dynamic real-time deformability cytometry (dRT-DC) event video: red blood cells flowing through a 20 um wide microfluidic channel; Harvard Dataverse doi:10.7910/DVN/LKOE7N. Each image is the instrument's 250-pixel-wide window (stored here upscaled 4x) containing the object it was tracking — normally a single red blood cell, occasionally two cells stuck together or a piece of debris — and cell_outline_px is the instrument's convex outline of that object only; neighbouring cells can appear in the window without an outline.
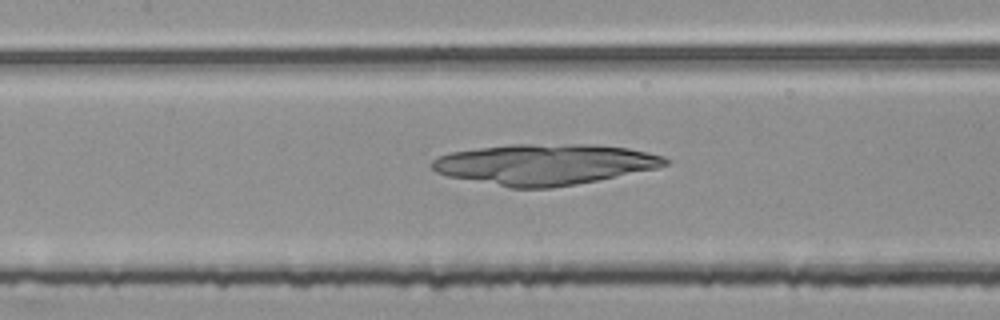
{"species": "common noctule bat (a hibernating species)", "species_latin": "Nyctalus noctula", "temperature_condition": "room temperature", "stored_images_in_passage": 53, "camera_frame_rate_fps": 3000, "um_per_image_px": 0.085, "animal": {"sex": "female", "body_mass_g": 25.1}, "frame": {"image": 1, "passage_image": 24, "time_ms": 7.667, "image_size_px": [1000, 320], "cell_outline_px": [[668, 164], [656, 168], [576, 184], [552, 188], [508, 188], [448, 176], [436, 172], [432, 168], [432, 160], [440, 156], [452, 152], [480, 148], [512, 144], [592, 144], [628, 148], [664, 156], [668, 160]], "centroid_in_image_um": [46.28, 13.97], "position_along_channel_um": 161.1, "area_um2": 55.14}}
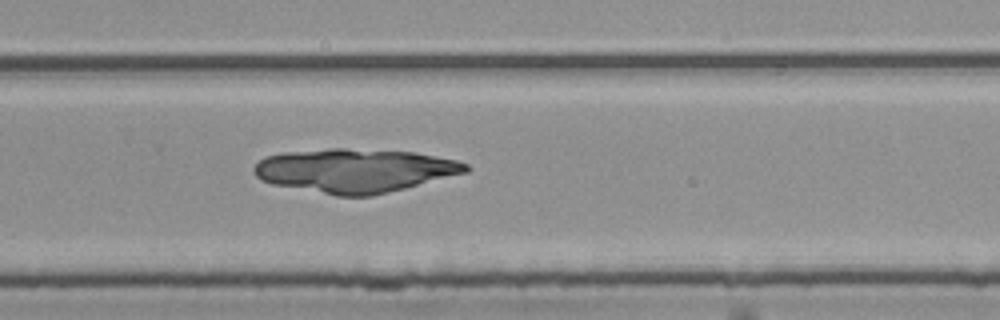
{"frame": {"image": 2, "passage_image": 35, "time_ms": 11.333, "image_size_px": [1000, 320], "cell_outline_px": [[472, 168], [468, 172], [372, 196], [336, 196], [272, 184], [260, 180], [252, 172], [252, 168], [264, 156], [284, 152], [328, 148], [344, 148], [416, 152], [456, 160], [468, 164]], "centroid_in_image_um": [30.13, 14.49], "position_along_channel_um": 299.7, "area_um2": 54.27}}
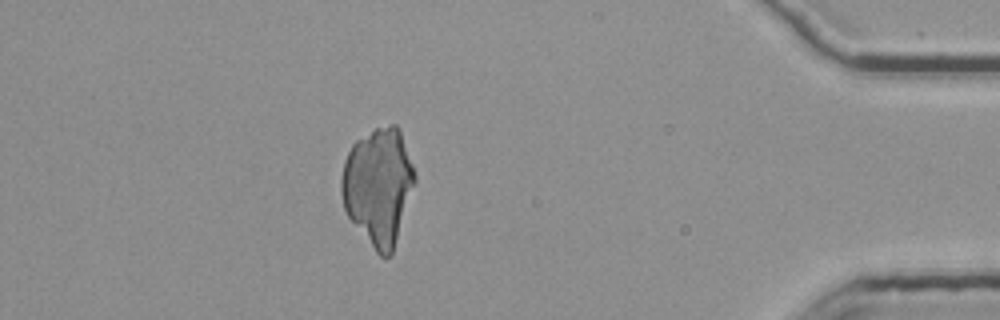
{"frame": {"image": 3, "passage_image": 47, "time_ms": 15.333, "image_size_px": [1000, 320], "cell_outline_px": [[416, 180], [392, 256], [380, 256], [376, 252], [348, 216], [344, 208], [340, 192], [340, 180], [344, 160], [352, 144], [356, 140], [376, 128], [388, 124], [396, 124], [400, 128], [416, 176]], "centroid_in_image_um": [32.15, 15.82], "position_along_channel_um": 403.0, "area_um2": 50.11}}